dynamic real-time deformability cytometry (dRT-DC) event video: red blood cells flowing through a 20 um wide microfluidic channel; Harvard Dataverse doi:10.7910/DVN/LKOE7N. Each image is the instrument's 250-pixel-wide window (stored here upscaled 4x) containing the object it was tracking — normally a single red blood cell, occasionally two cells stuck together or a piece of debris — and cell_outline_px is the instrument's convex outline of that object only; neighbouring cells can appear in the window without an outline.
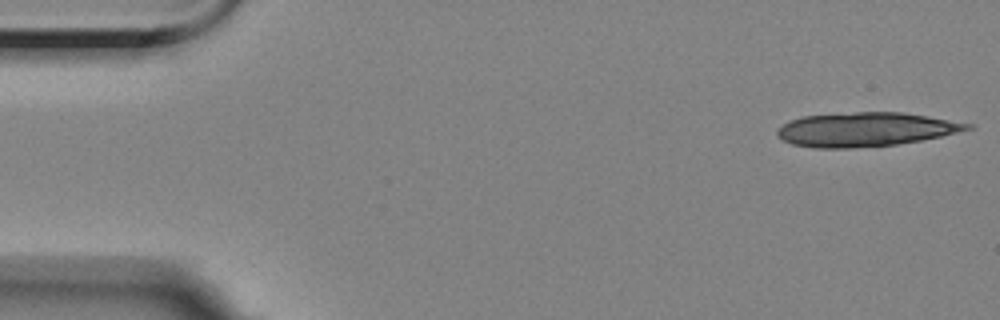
{"species": "Egyptian fruit bat (a non-hibernating species)", "species_latin": "Rousettus aegyptiacus", "temperature_condition": "room temperature", "stored_images_in_passage": 3, "camera_frame_rate_fps": 3000, "um_per_image_px": 0.085, "animal": {"sex": "female"}, "frame": {"image": 1, "passage_image": 1, "time_ms": 0.0, "image_size_px": [1000, 320], "cell_outline_px": [[976, 128], [940, 136], [920, 140], [896, 144], [848, 148], [816, 148], [792, 144], [776, 136], [776, 132], [788, 120], [800, 116], [856, 112], [904, 112], [976, 124]], "centroid_in_image_um": [73.6, 10.99], "position_along_channel_um": 11.4, "area_um2": 37.74}}